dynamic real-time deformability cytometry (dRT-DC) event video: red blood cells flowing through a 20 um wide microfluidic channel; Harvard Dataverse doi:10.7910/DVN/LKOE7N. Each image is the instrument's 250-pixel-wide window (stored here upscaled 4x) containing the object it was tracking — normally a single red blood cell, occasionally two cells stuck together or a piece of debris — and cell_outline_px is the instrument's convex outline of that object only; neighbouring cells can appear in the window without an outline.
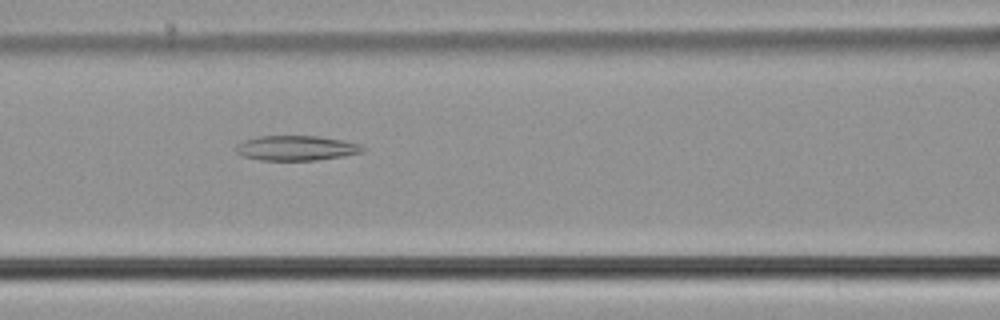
{"species": "common noctule bat (a hibernating species)", "species_latin": "Nyctalus noctula", "temperature_condition": "cold", "stored_images_in_passage": 44, "camera_frame_rate_fps": 3000, "um_per_image_px": 0.085, "animal": {"sex": "male", "body_mass_g": 21.5, "forearm_length_mm": 52.0}, "frame": {"image": 1, "passage_image": 13, "time_ms": 4.0, "image_size_px": [1000, 320], "cell_outline_px": [[368, 148], [364, 152], [344, 156], [316, 160], [260, 160], [244, 156], [236, 152], [236, 144], [244, 140], [256, 136], [320, 136], [344, 140], [360, 144]], "centroid_in_image_um": [25.23, 12.58], "position_along_channel_um": 141.4, "area_um2": 18.61}}
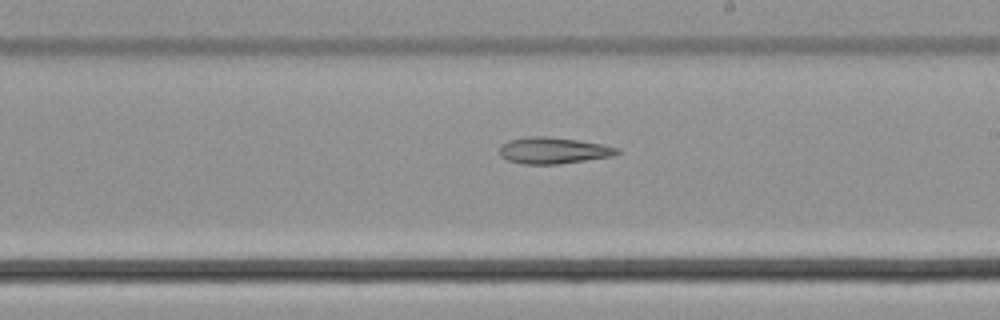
{"frame": {"image": 2, "passage_image": 21, "time_ms": 6.667, "image_size_px": [1000, 320], "cell_outline_px": [[620, 152], [612, 156], [556, 164], [524, 164], [508, 160], [500, 156], [500, 148], [504, 144], [512, 140], [528, 136], [548, 136], [580, 140], [620, 148]], "centroid_in_image_um": [47.05, 12.78], "position_along_channel_um": 242.0, "area_um2": 17.86}}
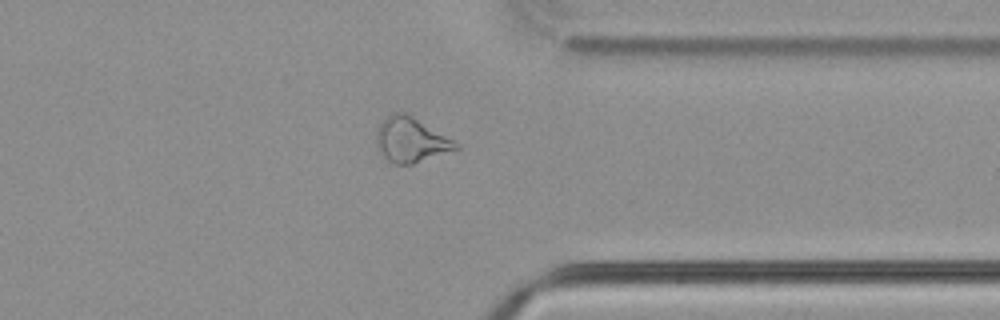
{"frame": {"image": 3, "passage_image": 32, "time_ms": 10.333, "image_size_px": [1000, 320], "cell_outline_px": [[460, 148], [412, 164], [396, 164], [388, 160], [384, 156], [376, 144], [376, 128], [392, 112], [404, 112], [460, 144]], "centroid_in_image_um": [34.9, 11.89], "position_along_channel_um": 376.5, "area_um2": 20.29}}